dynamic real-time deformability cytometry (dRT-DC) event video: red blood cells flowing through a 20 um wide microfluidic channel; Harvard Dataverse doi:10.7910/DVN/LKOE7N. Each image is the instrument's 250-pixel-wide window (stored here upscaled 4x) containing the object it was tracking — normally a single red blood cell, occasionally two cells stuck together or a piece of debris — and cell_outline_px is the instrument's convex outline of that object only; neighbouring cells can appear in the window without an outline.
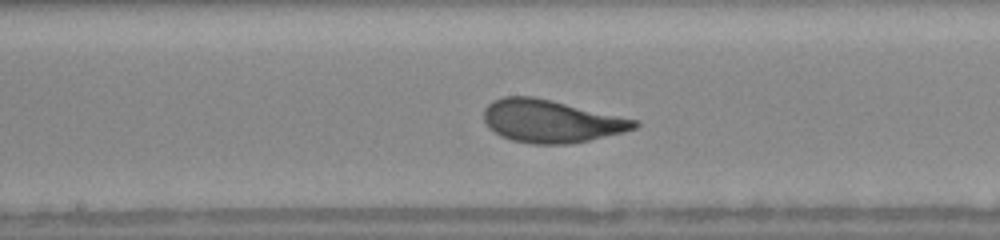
{"species": "human", "species_latin": "Homo sapiens", "temperature_condition": "warm", "stored_images_in_passage": 40, "camera_frame_rate_fps": 3000, "um_per_image_px": 0.085, "donor": {"sex": "female"}, "frame": {"image": 1, "passage_image": 23, "time_ms": 7.333, "image_size_px": [1000, 240], "cell_outline_px": [[640, 124], [636, 128], [624, 132], [572, 144], [532, 144], [512, 140], [500, 136], [488, 128], [484, 120], [484, 108], [492, 100], [504, 96], [532, 96], [552, 100], [636, 120]], "centroid_in_image_um": [46.8, 10.3], "position_along_channel_um": 201.4, "area_um2": 37.51}, "authors_computed_cell_mechanics": {"area_um2": 36.9631, "velocity_mm_per_s": 4.128, "shape_relaxation_time_tau1_ms": 2.0723, "shape_relaxation_time_tau2_ms": 0.7329, "deformation_change_tau1": 0.1797, "deformation_change_tau2": 0.0777}}